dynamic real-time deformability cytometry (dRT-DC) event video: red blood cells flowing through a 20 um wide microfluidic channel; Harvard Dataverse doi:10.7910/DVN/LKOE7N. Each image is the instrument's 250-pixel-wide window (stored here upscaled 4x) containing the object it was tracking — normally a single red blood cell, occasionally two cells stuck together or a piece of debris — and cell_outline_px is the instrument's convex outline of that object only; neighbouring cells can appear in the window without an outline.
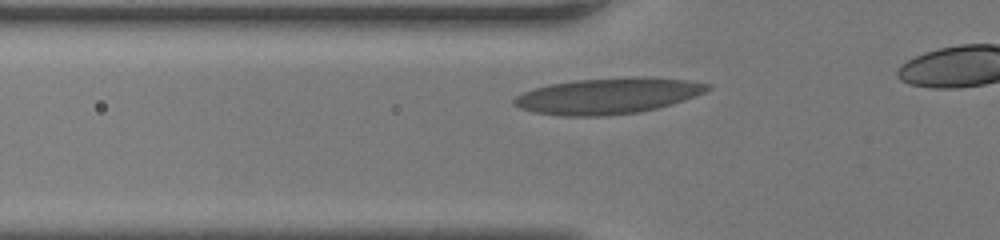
{"species": "human", "species_latin": "Homo sapiens", "temperature_condition": "room temperature", "stored_images_in_passage": 27, "camera_frame_rate_fps": 3000, "um_per_image_px": 0.085, "donor": {"sex": "female"}, "frame": {"image": 1, "passage_image": 5, "time_ms": 1.333, "image_size_px": [1000, 240], "cell_outline_px": [[712, 88], [704, 92], [684, 100], [672, 104], [640, 112], [608, 116], [560, 116], [532, 112], [520, 108], [512, 104], [512, 100], [516, 96], [524, 92], [548, 84], [576, 80], [688, 80], [712, 84]], "centroid_in_image_um": [51.58, 8.21], "position_along_channel_um": 74.2, "area_um2": 39.13}}
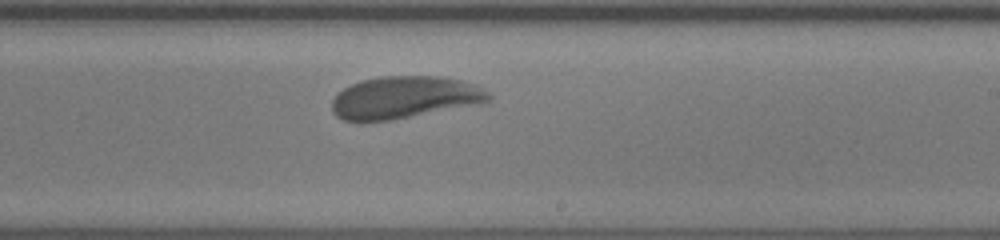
{"frame": {"image": 2, "passage_image": 17, "time_ms": 5.333, "image_size_px": [1000, 240], "cell_outline_px": [[492, 96], [488, 100], [480, 104], [392, 120], [344, 120], [336, 116], [332, 112], [332, 100], [344, 88], [352, 84], [364, 80], [380, 76], [440, 76], [460, 80], [476, 84], [488, 92]], "centroid_in_image_um": [34.42, 8.28], "position_along_channel_um": 254.6, "area_um2": 38.38}}
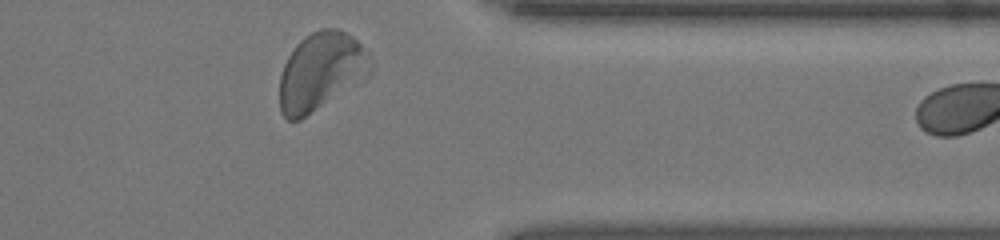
{"frame": {"image": 3, "passage_image": 26, "time_ms": 8.333, "image_size_px": [1000, 240], "cell_outline_px": [[368, 56], [320, 104], [300, 120], [288, 120], [280, 112], [280, 76], [284, 64], [288, 56], [296, 44], [304, 36], [320, 28], [340, 28], [352, 36], [368, 52]], "centroid_in_image_um": [26.96, 5.94], "position_along_channel_um": 384.4, "area_um2": 36.47}}